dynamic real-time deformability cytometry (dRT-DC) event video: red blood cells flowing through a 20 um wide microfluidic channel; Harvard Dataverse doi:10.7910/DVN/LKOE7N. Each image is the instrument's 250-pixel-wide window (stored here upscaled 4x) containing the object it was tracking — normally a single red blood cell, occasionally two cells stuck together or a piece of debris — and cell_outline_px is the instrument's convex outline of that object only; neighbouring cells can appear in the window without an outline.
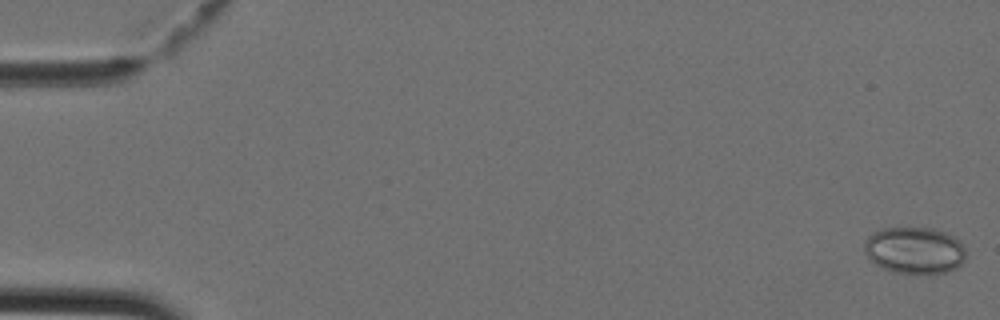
{"species": "Egyptian fruit bat (a non-hibernating species)", "species_latin": "Rousettus aegyptiacus", "temperature_condition": "cold", "stored_images_in_passage": 43, "camera_frame_rate_fps": 3000, "um_per_image_px": 0.085, "animal": {"sex": "female"}, "frame": {"image": 1, "passage_image": 1, "time_ms": 0.0, "image_size_px": [1000, 320], "cell_outline_px": [[964, 260], [956, 268], [944, 272], [892, 272], [876, 264], [864, 252], [864, 240], [872, 232], [884, 228], [932, 228], [944, 232], [960, 240], [964, 248]], "centroid_in_image_um": [77.71, 21.25], "position_along_channel_um": 7.3, "area_um2": 27.28}}
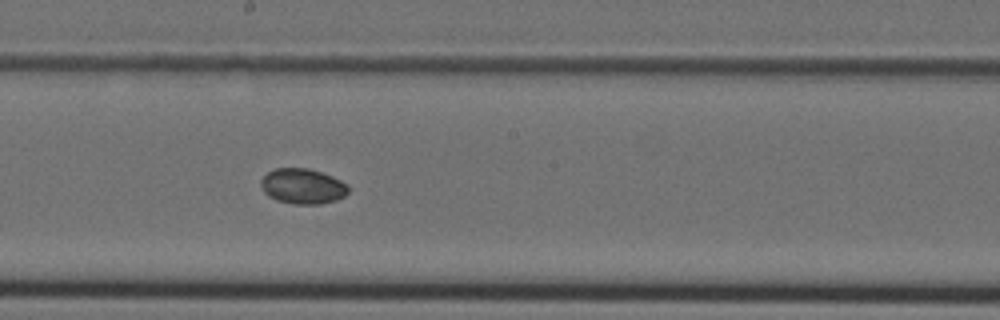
{"frame": {"image": 2, "passage_image": 24, "time_ms": 7.667, "image_size_px": [1000, 320], "cell_outline_px": [[348, 192], [344, 196], [336, 200], [320, 204], [292, 204], [276, 200], [268, 196], [260, 188], [260, 180], [268, 172], [276, 168], [308, 168], [332, 176], [348, 184]], "centroid_in_image_um": [25.7, 15.83], "position_along_channel_um": 222.5, "area_um2": 18.09}}
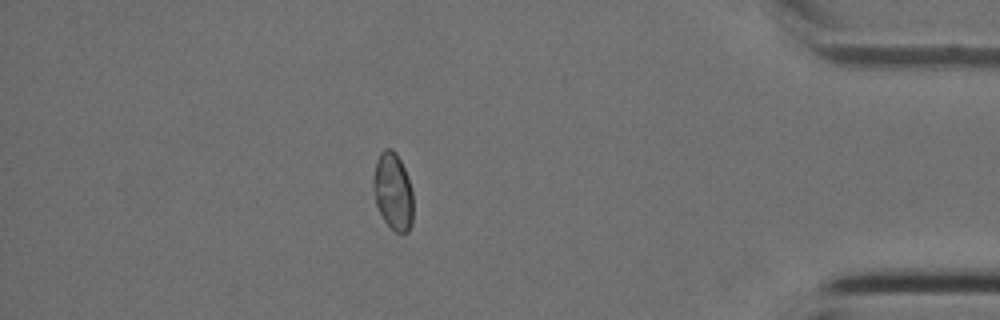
{"frame": {"image": 3, "passage_image": 38, "time_ms": 12.333, "image_size_px": [1000, 320], "cell_outline_px": [[412, 224], [408, 232], [396, 232], [384, 220], [376, 204], [372, 184], [372, 180], [376, 160], [380, 152], [384, 148], [392, 148], [396, 152], [404, 168], [412, 188]], "centroid_in_image_um": [33.39, 16.23], "position_along_channel_um": 401.8, "area_um2": 17.98}}